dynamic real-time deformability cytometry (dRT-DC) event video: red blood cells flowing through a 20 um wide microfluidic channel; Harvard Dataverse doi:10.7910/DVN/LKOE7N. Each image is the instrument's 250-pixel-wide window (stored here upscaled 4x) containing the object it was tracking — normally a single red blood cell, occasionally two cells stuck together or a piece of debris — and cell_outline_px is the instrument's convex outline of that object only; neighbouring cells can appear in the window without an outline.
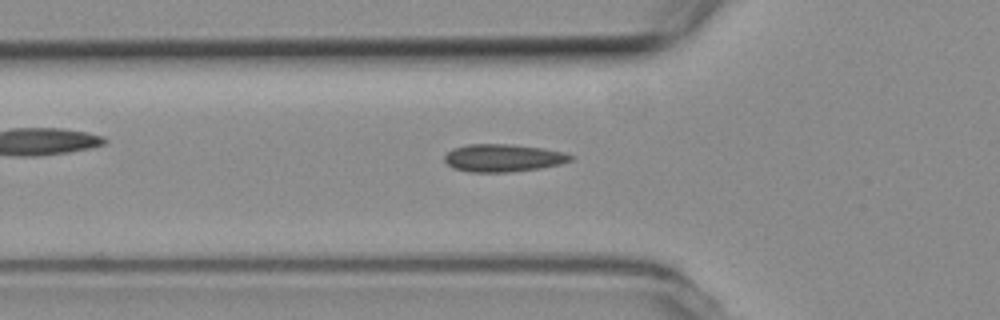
{"species": "common noctule bat (a hibernating species)", "species_latin": "Nyctalus noctula", "temperature_condition": "room temperature", "stored_images_in_passage": 40, "camera_frame_rate_fps": 3000, "um_per_image_px": 0.085, "animal": {"sex": "female", "body_mass_g": 19.3, "forearm_length_mm": 54.1}, "frame": {"image": 1, "passage_image": 6, "time_ms": 1.667, "image_size_px": [1000, 320], "cell_outline_px": [[576, 156], [572, 160], [560, 164], [540, 168], [512, 172], [468, 172], [452, 168], [444, 160], [444, 156], [452, 148], [468, 144], [508, 144], [544, 148], [564, 152]], "centroid_in_image_um": [42.77, 13.42], "position_along_channel_um": 83.0, "area_um2": 20.52}}
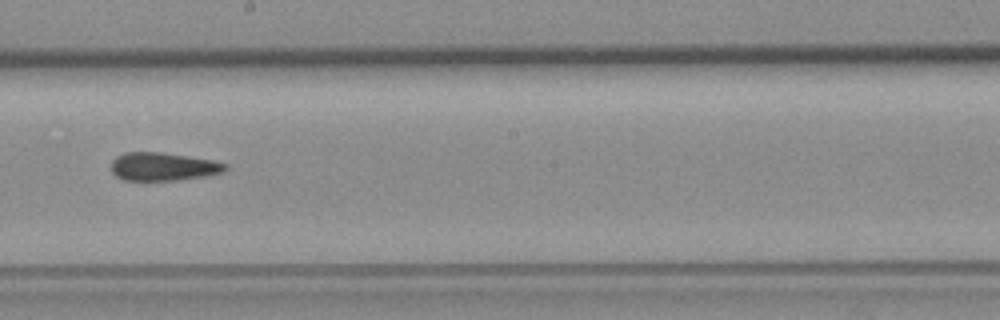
{"frame": {"image": 2, "passage_image": 18, "time_ms": 5.667, "image_size_px": [1000, 320], "cell_outline_px": [[228, 168], [224, 172], [204, 176], [180, 180], [124, 180], [116, 176], [112, 172], [112, 160], [116, 156], [124, 152], [160, 152], [188, 156], [212, 160], [228, 164]], "centroid_in_image_um": [13.87, 14.16], "position_along_channel_um": 234.3, "area_um2": 18.79}}
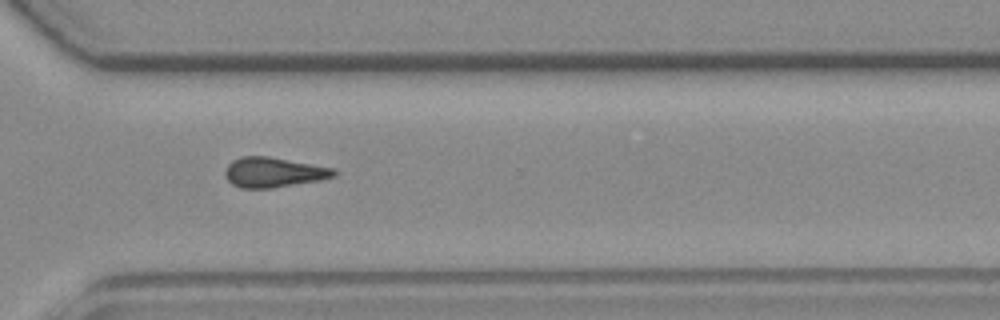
{"frame": {"image": 3, "passage_image": 27, "time_ms": 8.667, "image_size_px": [1000, 320], "cell_outline_px": [[336, 176], [320, 180], [272, 188], [240, 188], [232, 184], [224, 176], [224, 172], [228, 164], [232, 160], [240, 156], [268, 156], [336, 168]], "centroid_in_image_um": [23.24, 14.64], "position_along_channel_um": 347.4, "area_um2": 19.19}, "authors_computed_cell_mechanics": {"area_um2": 19.1896, "velocity_mm_per_s": 3.7641, "shape_relaxation_time_tau1_ms": null, "shape_relaxation_time_tau2_ms": 5.1214, "deformation_change_tau1": null, "deformation_change_tau2": 0.0957}}